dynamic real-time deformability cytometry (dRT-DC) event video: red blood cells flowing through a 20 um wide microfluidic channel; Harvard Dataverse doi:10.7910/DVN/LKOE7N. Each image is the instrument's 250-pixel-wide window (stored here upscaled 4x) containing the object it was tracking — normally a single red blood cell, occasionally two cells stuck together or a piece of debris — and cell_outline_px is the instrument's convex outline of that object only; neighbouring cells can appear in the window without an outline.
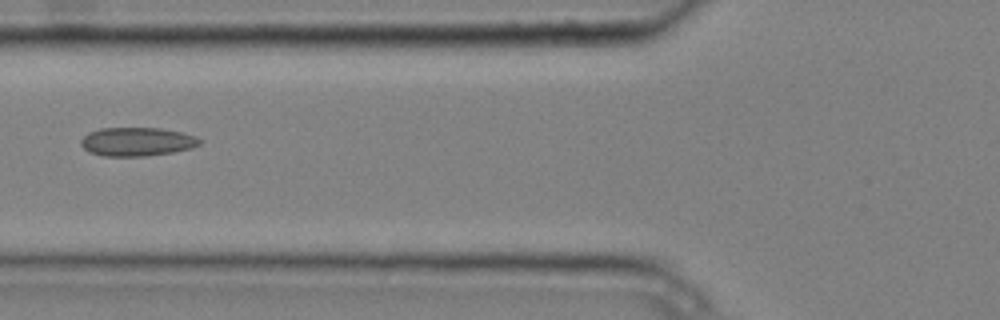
{"species": "common noctule bat (a hibernating species)", "species_latin": "Nyctalus noctula", "temperature_condition": "cold", "stored_images_in_passage": 8, "camera_frame_rate_fps": 3000, "um_per_image_px": 0.085, "animal": {"sex": "male", "body_mass_g": 20.4}, "frame": {"image": 1, "passage_image": 6, "time_ms": 1.667, "image_size_px": [1000, 320], "cell_outline_px": [[204, 140], [200, 144], [192, 148], [172, 152], [144, 156], [104, 156], [88, 152], [80, 144], [80, 140], [88, 132], [100, 128], [160, 128], [180, 132], [196, 136]], "centroid_in_image_um": [11.64, 12.04], "position_along_channel_um": 114.2, "area_um2": 19.94}}
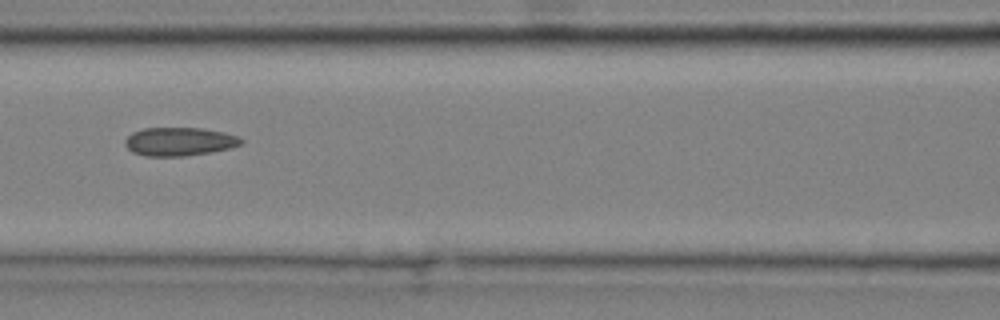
{"frame": {"image": 2, "passage_image": 7, "time_ms": 2.0, "image_size_px": [1000, 320], "cell_outline_px": [[244, 140], [240, 144], [228, 148], [212, 152], [184, 156], [144, 156], [132, 152], [124, 144], [124, 140], [132, 132], [144, 128], [204, 128], [224, 132], [240, 136]], "centroid_in_image_um": [15.24, 12.03], "position_along_channel_um": 151.4, "area_um2": 19.36}}
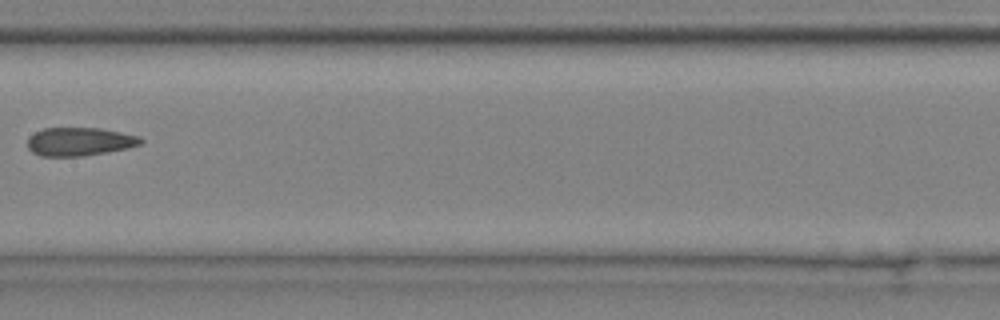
{"frame": {"image": 3, "passage_image": 8, "time_ms": 2.333, "image_size_px": [1000, 320], "cell_outline_px": [[144, 140], [140, 144], [128, 148], [108, 152], [84, 156], [40, 156], [32, 152], [28, 148], [28, 136], [44, 128], [100, 128], [140, 136]], "centroid_in_image_um": [6.76, 12.04], "position_along_channel_um": 200.6, "area_um2": 18.79}}